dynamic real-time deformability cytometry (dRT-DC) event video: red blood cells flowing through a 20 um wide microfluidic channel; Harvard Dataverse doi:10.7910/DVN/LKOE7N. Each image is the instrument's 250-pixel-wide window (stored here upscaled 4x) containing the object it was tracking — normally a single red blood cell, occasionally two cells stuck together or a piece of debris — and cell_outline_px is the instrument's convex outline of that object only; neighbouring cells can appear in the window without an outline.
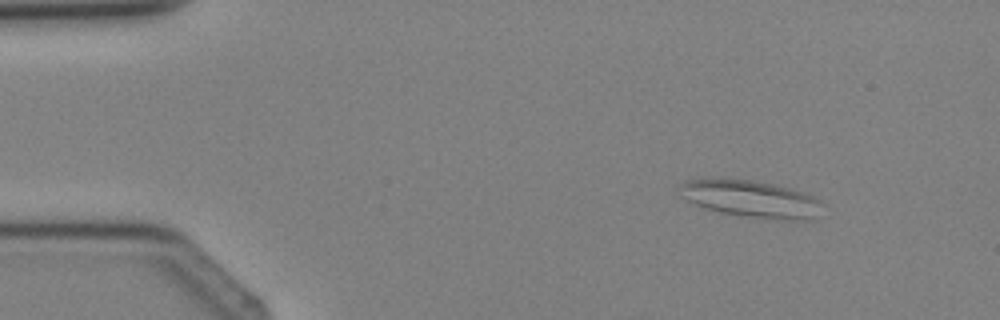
{"species": "Egyptian fruit bat (a non-hibernating species)", "species_latin": "Rousettus aegyptiacus", "temperature_condition": "cold", "stored_images_in_passage": 3, "camera_frame_rate_fps": 3000, "um_per_image_px": 0.085, "animal": {"sex": "female"}, "frame": {"image": 1, "passage_image": 1, "time_ms": 0.0, "image_size_px": [1000, 320], "cell_outline_px": [[824, 204], [812, 220], [784, 220], [748, 216], [720, 212], [696, 204], [680, 196], [676, 188], [684, 180], [704, 176], [724, 176], [752, 180], [772, 184], [804, 192], [820, 200]], "centroid_in_image_um": [63.73, 16.84], "position_along_channel_um": 21.3, "area_um2": 31.56}}